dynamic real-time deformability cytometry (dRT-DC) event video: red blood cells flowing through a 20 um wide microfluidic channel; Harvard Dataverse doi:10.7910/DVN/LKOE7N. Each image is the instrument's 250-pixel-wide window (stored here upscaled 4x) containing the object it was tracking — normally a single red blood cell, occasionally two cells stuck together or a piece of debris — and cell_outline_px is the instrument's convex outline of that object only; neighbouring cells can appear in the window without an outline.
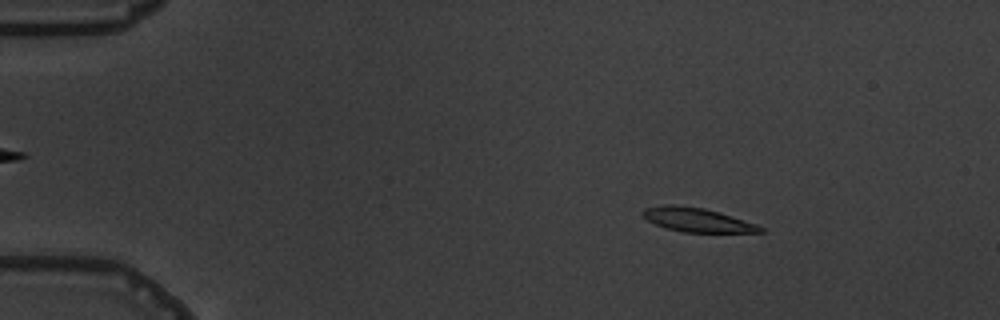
{"species": "common noctule bat (a hibernating species)", "species_latin": "Nyctalus noctula", "temperature_condition": "warm", "stored_images_in_passage": 4, "camera_frame_rate_fps": 3000, "um_per_image_px": 0.085, "animal": {"sex": "male", "body_mass_g": 19.5, "forearm_length_mm": 54.6}, "frame": {"image": 1, "passage_image": 2, "time_ms": 1.0, "image_size_px": [1000, 320], "cell_outline_px": [[764, 232], [684, 232], [664, 228], [648, 220], [640, 212], [644, 208], [660, 204], [676, 204], [704, 208], [720, 212], [756, 224], [764, 228]], "centroid_in_image_um": [59.21, 18.67], "position_along_channel_um": 25.8, "area_um2": 16.53}}